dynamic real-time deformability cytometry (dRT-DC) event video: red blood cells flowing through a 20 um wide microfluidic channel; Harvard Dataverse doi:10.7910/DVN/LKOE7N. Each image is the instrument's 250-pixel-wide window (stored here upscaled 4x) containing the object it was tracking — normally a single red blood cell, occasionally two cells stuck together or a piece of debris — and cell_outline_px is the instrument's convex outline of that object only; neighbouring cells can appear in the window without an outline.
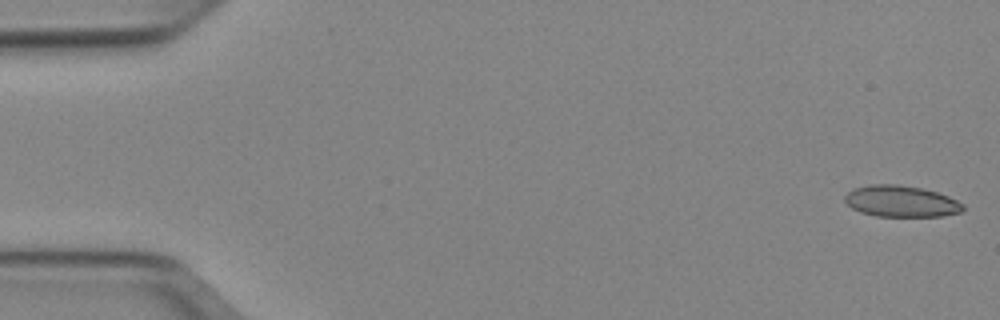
{"species": "Egyptian fruit bat (a non-hibernating species)", "species_latin": "Rousettus aegyptiacus", "temperature_condition": "cold", "stored_images_in_passage": 51, "camera_frame_rate_fps": 3000, "um_per_image_px": 0.085, "animal": {"sex": "female"}, "frame": {"image": 1, "passage_image": 1, "time_ms": 0.0, "image_size_px": [1000, 320], "cell_outline_px": [[964, 208], [960, 212], [940, 216], [876, 216], [860, 212], [852, 208], [844, 200], [844, 196], [852, 188], [868, 184], [900, 184], [920, 188], [936, 192], [948, 196], [964, 204]], "centroid_in_image_um": [76.55, 17.1], "position_along_channel_um": 8.4, "area_um2": 21.62}}
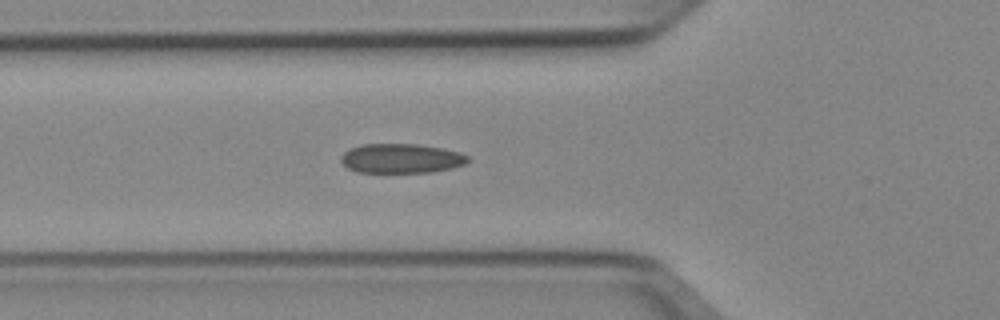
{"frame": {"image": 2, "passage_image": 18, "time_ms": 5.667, "image_size_px": [1000, 320], "cell_outline_px": [[468, 160], [464, 164], [452, 168], [432, 172], [356, 172], [348, 168], [340, 160], [340, 156], [348, 148], [360, 144], [416, 144], [440, 148], [460, 152], [468, 156]], "centroid_in_image_um": [34.06, 13.46], "position_along_channel_um": 91.7, "area_um2": 21.79}}
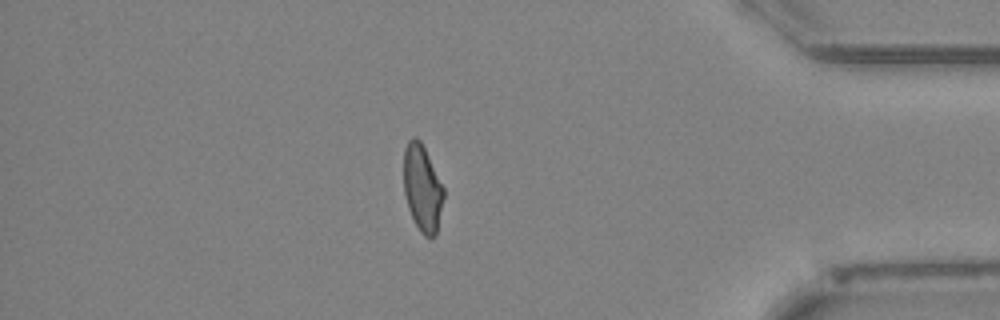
{"frame": {"image": 3, "passage_image": 44, "time_ms": 14.333, "image_size_px": [1000, 320], "cell_outline_px": [[444, 196], [436, 236], [424, 236], [420, 232], [408, 208], [404, 192], [404, 148], [408, 140], [412, 136], [416, 136], [420, 140], [444, 188]], "centroid_in_image_um": [35.89, 15.98], "position_along_channel_um": 399.3, "area_um2": 20.06}, "authors_computed_cell_mechanics": {"area_um2": 21.6172, "velocity_mm_per_s": 3.9476, "shape_relaxation_time_tau1_ms": 11.086, "shape_relaxation_time_tau2_ms": 1.323, "deformation_change_tau1": 0.1864, "deformation_change_tau2": 0.072}}